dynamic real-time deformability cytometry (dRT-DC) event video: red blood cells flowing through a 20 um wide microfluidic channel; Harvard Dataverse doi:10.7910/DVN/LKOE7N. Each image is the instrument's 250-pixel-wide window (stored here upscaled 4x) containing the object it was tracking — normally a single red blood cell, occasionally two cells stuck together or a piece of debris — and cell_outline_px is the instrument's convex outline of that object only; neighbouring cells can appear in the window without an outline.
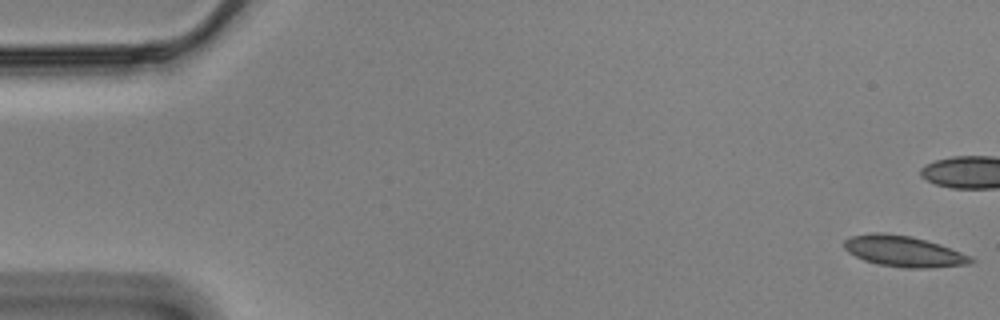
{"species": "Egyptian fruit bat (a non-hibernating species)", "species_latin": "Rousettus aegyptiacus", "temperature_condition": "cold", "stored_images_in_passage": 58, "camera_frame_rate_fps": 3000, "um_per_image_px": 0.085, "animal": {"sex": "male"}, "frame": {"image": 1, "passage_image": 1, "time_ms": 0.0, "image_size_px": [1000, 320], "cell_outline_px": [[976, 260], [972, 264], [932, 268], [904, 268], [880, 264], [864, 260], [848, 252], [844, 248], [844, 240], [852, 236], [908, 236], [940, 244], [972, 256]], "centroid_in_image_um": [76.95, 21.43], "position_along_channel_um": 8.0, "area_um2": 21.91}, "authors_computed_cell_mechanics": {"area_um2": 22.2819, "velocity_mm_per_s": 3.4754, "shape_relaxation_time_tau1_ms": null, "shape_relaxation_time_tau2_ms": 3.0829, "deformation_change_tau1": null, "deformation_change_tau2": 0.062}}